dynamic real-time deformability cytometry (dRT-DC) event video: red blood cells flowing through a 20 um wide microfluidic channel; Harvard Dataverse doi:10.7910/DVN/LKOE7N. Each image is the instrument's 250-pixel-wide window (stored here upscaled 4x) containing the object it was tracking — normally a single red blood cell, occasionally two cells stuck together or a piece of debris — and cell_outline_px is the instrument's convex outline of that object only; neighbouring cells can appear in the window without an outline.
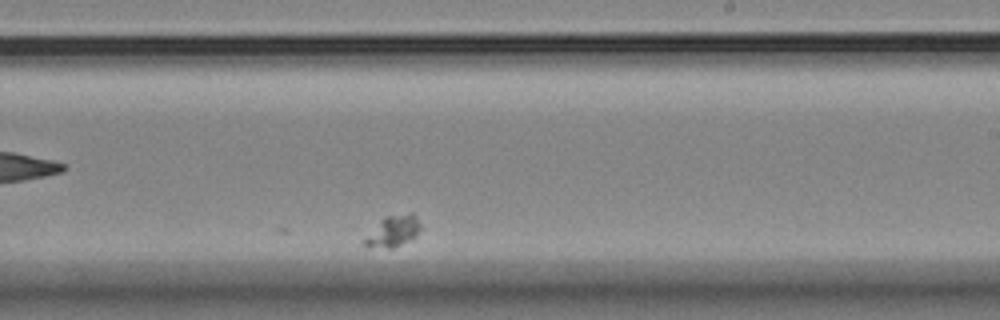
{"species": "Egyptian fruit bat (a non-hibernating species)", "species_latin": "Rousettus aegyptiacus", "temperature_condition": "room temperature", "stored_images_in_passage": 44, "camera_frame_rate_fps": 3000, "um_per_image_px": 0.085, "animal": {"sex": "female"}, "frame": {"image": 1, "passage_image": 34, "time_ms": 11.0, "image_size_px": [1000, 320], "cell_outline_px": [[420, 228], [416, 236], [392, 248], [368, 248], [364, 244], [364, 240], [380, 220], [384, 216], [412, 212], [416, 216], [420, 224]], "centroid_in_image_um": [33.42, 19.64], "position_along_channel_um": 255.6, "area_um2": 10.06}}